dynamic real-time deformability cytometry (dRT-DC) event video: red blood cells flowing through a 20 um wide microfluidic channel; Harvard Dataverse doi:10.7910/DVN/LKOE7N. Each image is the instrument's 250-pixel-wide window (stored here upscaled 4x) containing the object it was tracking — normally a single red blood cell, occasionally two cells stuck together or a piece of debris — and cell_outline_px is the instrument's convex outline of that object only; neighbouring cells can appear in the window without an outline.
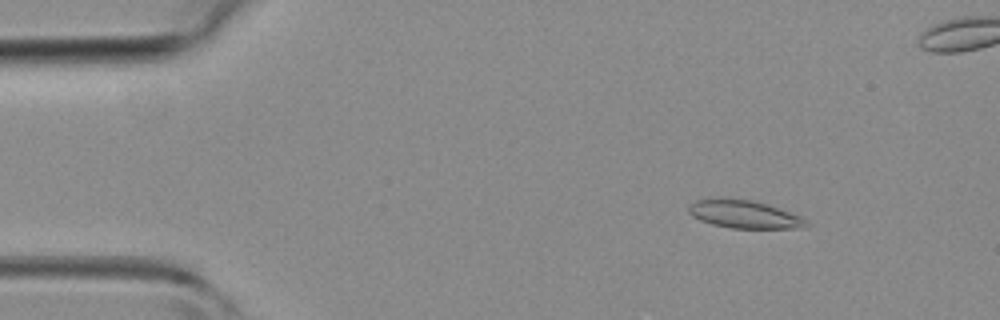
{"species": "common noctule bat (a hibernating species)", "species_latin": "Nyctalus noctula", "temperature_condition": "room temperature", "stored_images_in_passage": 43, "camera_frame_rate_fps": 3000, "um_per_image_px": 0.085, "animal": {"sex": "female", "body_mass_g": 19.3, "forearm_length_mm": 54.1}, "frame": {"image": 1, "passage_image": 5, "time_ms": 1.333, "image_size_px": [1000, 320], "cell_outline_px": [[812, 224], [800, 228], [732, 228], [712, 224], [700, 220], [692, 216], [688, 212], [688, 208], [696, 200], [752, 200], [768, 204], [800, 216], [808, 220]], "centroid_in_image_um": [63.33, 18.25], "position_along_channel_um": 21.7, "area_um2": 18.67}}
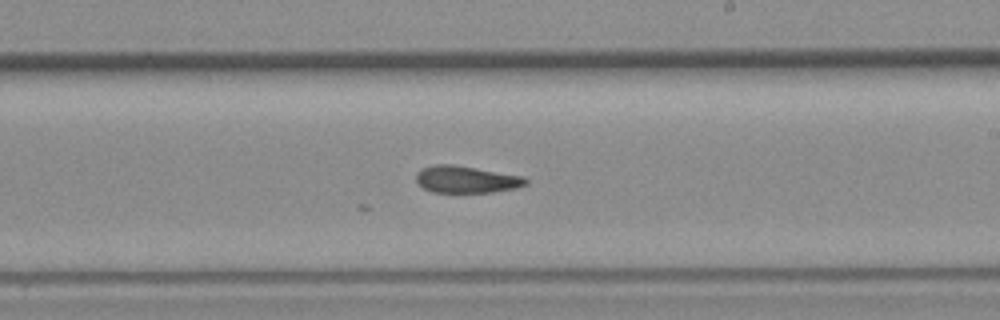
{"frame": {"image": 2, "passage_image": 24, "time_ms": 7.667, "image_size_px": [1000, 320], "cell_outline_px": [[528, 184], [516, 188], [492, 192], [432, 192], [424, 188], [416, 180], [416, 172], [424, 168], [436, 164], [452, 164], [524, 176], [528, 180]], "centroid_in_image_um": [39.66, 15.25], "position_along_channel_um": 249.3, "area_um2": 17.17}}
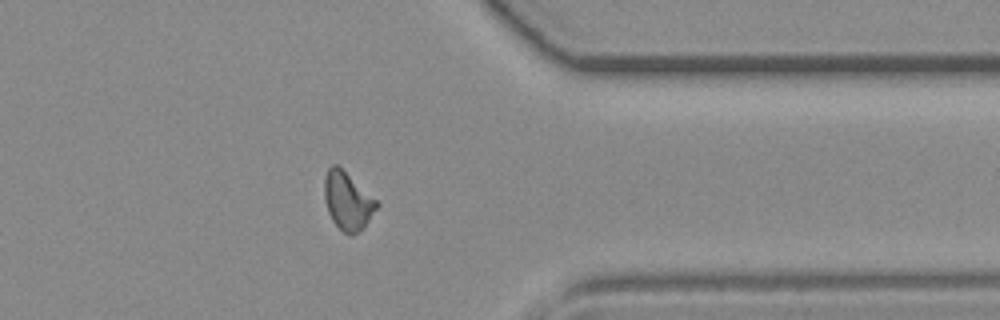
{"frame": {"image": 3, "passage_image": 33, "time_ms": 10.667, "image_size_px": [1000, 320], "cell_outline_px": [[380, 204], [368, 220], [352, 236], [344, 232], [332, 220], [328, 212], [324, 200], [324, 176], [328, 168], [332, 164], [336, 164], [376, 200]], "centroid_in_image_um": [29.5, 17.06], "position_along_channel_um": 381.9, "area_um2": 17.11}}